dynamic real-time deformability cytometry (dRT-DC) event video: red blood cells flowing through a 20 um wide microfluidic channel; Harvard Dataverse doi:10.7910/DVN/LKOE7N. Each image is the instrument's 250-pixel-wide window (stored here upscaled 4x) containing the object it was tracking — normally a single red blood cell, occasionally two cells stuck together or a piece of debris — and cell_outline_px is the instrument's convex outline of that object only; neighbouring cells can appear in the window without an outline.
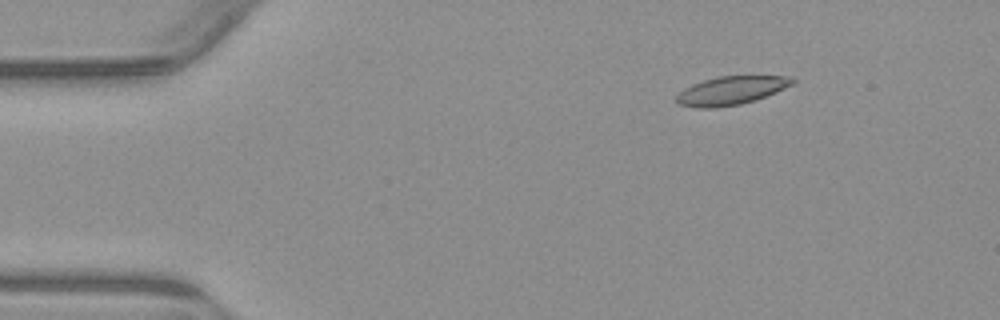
{"species": "common noctule bat (a hibernating species)", "species_latin": "Nyctalus noctula", "temperature_condition": "warm", "stored_images_in_passage": 47, "camera_frame_rate_fps": 3000, "um_per_image_px": 0.085, "animal": {"sex": "male", "body_mass_g": 23.1, "forearm_length_mm": 52.7}, "frame": {"image": 1, "passage_image": 1, "time_ms": 0.0, "image_size_px": [1000, 320], "cell_outline_px": [[796, 80], [792, 84], [776, 92], [756, 100], [740, 104], [716, 108], [700, 108], [676, 104], [672, 100], [684, 88], [692, 84], [716, 76], [792, 76]], "centroid_in_image_um": [62.1, 7.7], "position_along_channel_um": 22.9, "area_um2": 19.42}}
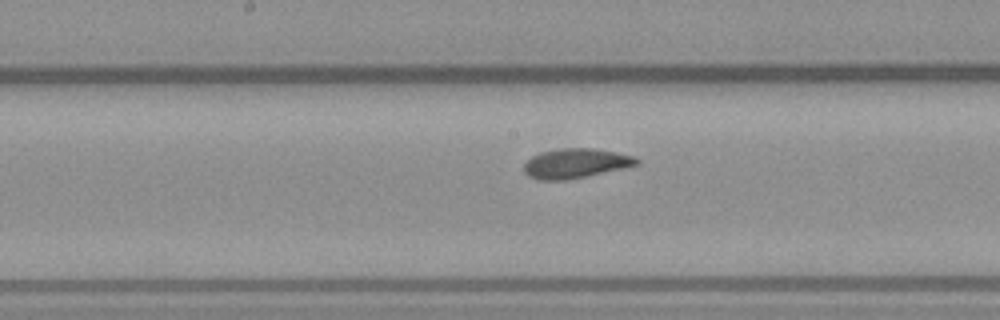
{"frame": {"image": 2, "passage_image": 21, "time_ms": 6.667, "image_size_px": [1000, 320], "cell_outline_px": [[640, 164], [568, 180], [536, 180], [528, 176], [524, 172], [524, 164], [532, 156], [540, 152], [564, 148], [592, 148], [616, 152], [636, 156], [640, 160]], "centroid_in_image_um": [48.93, 13.89], "position_along_channel_um": 199.3, "area_um2": 19.48}}
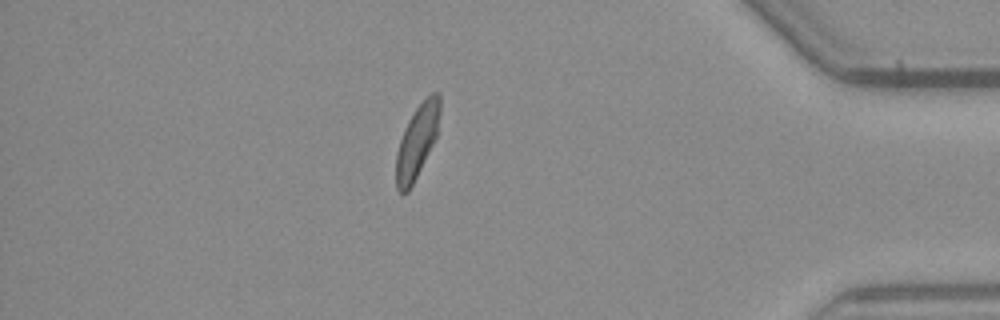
{"frame": {"image": 3, "passage_image": 40, "time_ms": 13.0, "image_size_px": [1000, 320], "cell_outline_px": [[440, 112], [436, 136], [408, 192], [400, 192], [396, 188], [396, 152], [404, 128], [408, 120], [416, 108], [432, 92], [440, 92]], "centroid_in_image_um": [35.43, 11.98], "position_along_channel_um": 399.8, "area_um2": 18.21}, "authors_computed_cell_mechanics": {"area_um2": 19.5942, "velocity_mm_per_s": 3.8299, "shape_relaxation_time_tau1_ms": 6.5058, "shape_relaxation_time_tau2_ms": 1.845, "deformation_change_tau1": 0.141, "deformation_change_tau2": 0.0852}}